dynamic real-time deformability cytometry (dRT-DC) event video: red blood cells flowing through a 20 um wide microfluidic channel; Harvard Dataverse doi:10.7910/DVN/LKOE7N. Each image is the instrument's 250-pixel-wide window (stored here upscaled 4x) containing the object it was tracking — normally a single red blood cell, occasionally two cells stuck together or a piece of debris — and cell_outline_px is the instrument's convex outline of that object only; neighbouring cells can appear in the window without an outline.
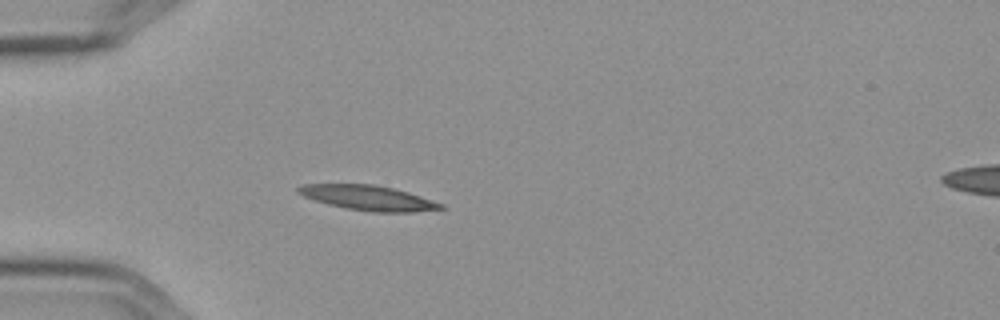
{"species": "Egyptian fruit bat (a non-hibernating species)", "species_latin": "Rousettus aegyptiacus", "temperature_condition": "cold", "stored_images_in_passage": 5, "camera_frame_rate_fps": 3000, "um_per_image_px": 0.085, "frame": {"image": 1, "passage_image": 4, "time_ms": 1.0, "image_size_px": [1000, 320], "cell_outline_px": [[448, 208], [412, 212], [372, 212], [344, 208], [328, 204], [304, 196], [296, 192], [296, 188], [300, 184], [372, 184], [392, 188], [408, 192], [444, 204]], "centroid_in_image_um": [31.3, 16.82], "position_along_channel_um": 53.7, "area_um2": 20.69}}